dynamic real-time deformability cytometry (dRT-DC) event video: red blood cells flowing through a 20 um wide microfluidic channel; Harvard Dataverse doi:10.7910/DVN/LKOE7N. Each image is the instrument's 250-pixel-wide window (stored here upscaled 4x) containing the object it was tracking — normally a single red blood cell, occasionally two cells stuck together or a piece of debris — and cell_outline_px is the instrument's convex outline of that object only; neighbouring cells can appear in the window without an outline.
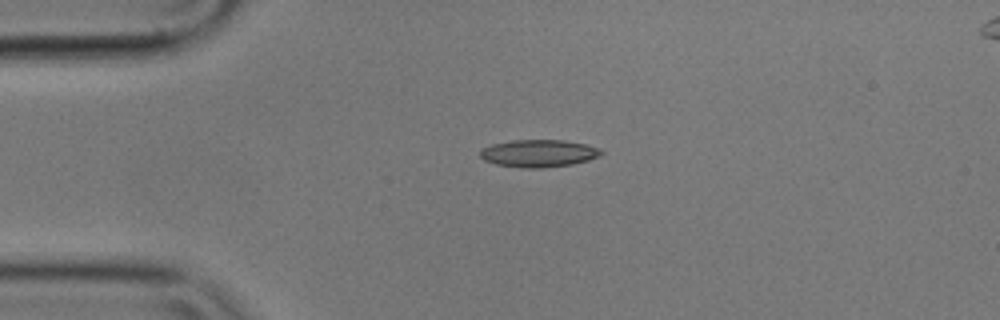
{"species": "common noctule bat (a hibernating species)", "species_latin": "Nyctalus noctula", "temperature_condition": "cold", "stored_images_in_passage": 3, "camera_frame_rate_fps": 3000, "um_per_image_px": 0.085, "animal": {"sex": "male", "body_mass_g": 17.9}, "frame": {"image": 1, "passage_image": 1, "time_ms": 0.0, "image_size_px": [1000, 320], "cell_outline_px": [[604, 152], [600, 156], [588, 160], [572, 164], [540, 168], [520, 168], [496, 164], [484, 160], [480, 156], [480, 148], [492, 144], [512, 140], [564, 140], [588, 144], [600, 148]], "centroid_in_image_um": [45.79, 13.03], "position_along_channel_um": 39.2, "area_um2": 19.54}}
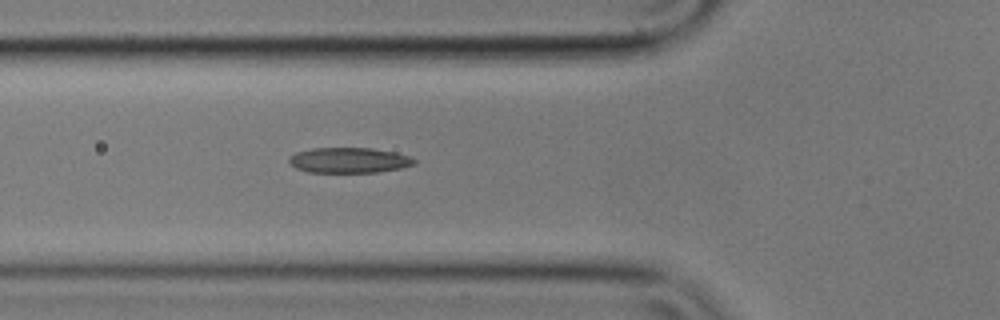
{"frame": {"image": 2, "passage_image": 3, "time_ms": 0.667, "image_size_px": [1000, 320], "cell_outline_px": [[416, 164], [400, 168], [376, 172], [308, 172], [296, 168], [288, 160], [288, 156], [296, 152], [312, 148], [372, 148], [396, 152], [412, 156], [416, 160]], "centroid_in_image_um": [29.69, 13.61], "position_along_channel_um": 96.1, "area_um2": 18.61}}